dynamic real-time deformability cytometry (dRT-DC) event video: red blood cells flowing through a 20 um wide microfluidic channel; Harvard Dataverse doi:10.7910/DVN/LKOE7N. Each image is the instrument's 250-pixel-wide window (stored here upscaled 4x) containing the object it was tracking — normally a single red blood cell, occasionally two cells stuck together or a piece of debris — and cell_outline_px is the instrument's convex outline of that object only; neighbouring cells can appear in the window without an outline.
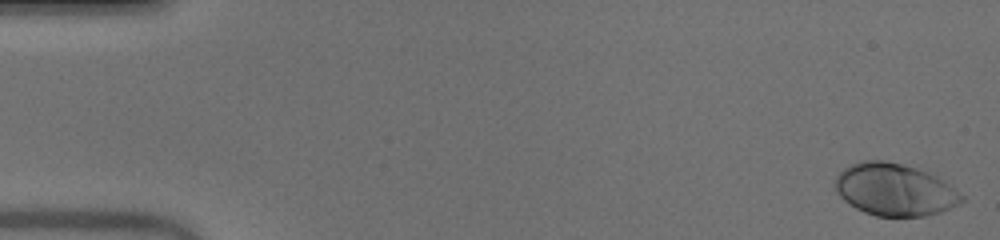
{"species": "human", "species_latin": "Homo sapiens", "temperature_condition": "warm", "stored_images_in_passage": 51, "camera_frame_rate_fps": 3000, "um_per_image_px": 0.085, "donor": {"sex": "male"}, "frame": {"image": 1, "passage_image": 1, "time_ms": 0.0, "image_size_px": [1000, 240], "cell_outline_px": [[964, 200], [940, 212], [924, 216], [876, 216], [864, 212], [848, 204], [836, 192], [836, 176], [844, 168], [860, 160], [884, 160], [916, 168], [928, 172], [936, 176], [948, 184], [964, 196]], "centroid_in_image_um": [76.02, 16.12], "position_along_channel_um": 9.0, "area_um2": 38.21}}
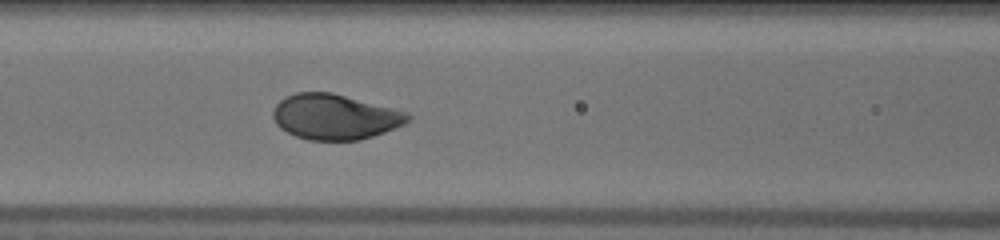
{"frame": {"image": 2, "passage_image": 22, "time_ms": 7.0, "image_size_px": [1000, 240], "cell_outline_px": [[412, 116], [404, 124], [384, 132], [360, 140], [308, 140], [296, 136], [280, 128], [276, 124], [272, 116], [272, 112], [276, 104], [284, 96], [296, 92], [332, 92], [408, 112]], "centroid_in_image_um": [28.44, 9.92], "position_along_channel_um": 138.2, "area_um2": 35.66}}
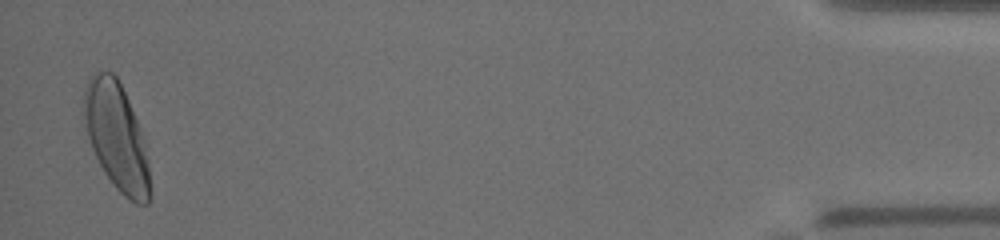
{"frame": {"image": 3, "passage_image": 50, "time_ms": 16.333, "image_size_px": [1000, 240], "cell_outline_px": [[152, 196], [148, 204], [136, 204], [128, 200], [116, 188], [104, 172], [92, 148], [88, 136], [84, 116], [84, 88], [88, 80], [96, 72], [112, 72], [116, 76], [128, 100], [140, 128], [144, 140], [148, 164]], "centroid_in_image_um": [9.93, 11.67], "position_along_channel_um": 425.3, "area_um2": 40.92}, "authors_computed_cell_mechanics": {"area_um2": 35.6048, "velocity_mm_per_s": 4.0114, "shape_relaxation_time_tau1_ms": 2.6933, "shape_relaxation_time_tau2_ms": null, "deformation_change_tau1": 0.1832, "deformation_change_tau2": null}}